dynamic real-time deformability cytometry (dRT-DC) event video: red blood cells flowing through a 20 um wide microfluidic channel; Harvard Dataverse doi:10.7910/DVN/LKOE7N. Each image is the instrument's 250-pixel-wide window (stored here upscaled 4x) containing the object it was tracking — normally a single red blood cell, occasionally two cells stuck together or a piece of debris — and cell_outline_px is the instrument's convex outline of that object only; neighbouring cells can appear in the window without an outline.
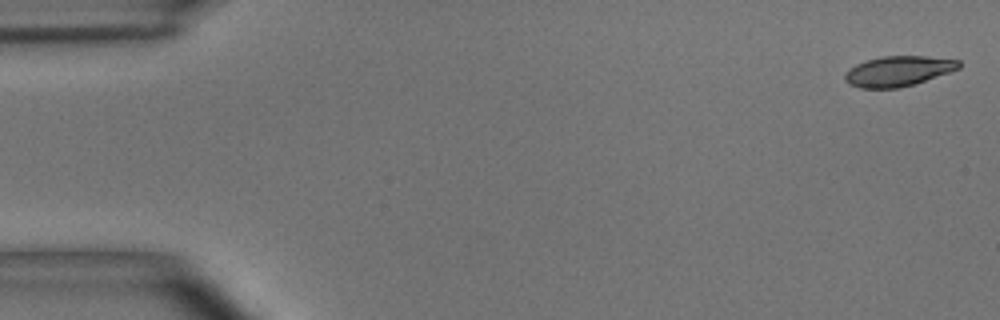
{"species": "common noctule bat (a hibernating species)", "species_latin": "Nyctalus noctula", "temperature_condition": "room temperature", "stored_images_in_passage": 54, "camera_frame_rate_fps": 3000, "um_per_image_px": 0.085, "animal": {"sex": "male", "body_mass_g": 15.6}, "frame": {"image": 1, "passage_image": 1, "time_ms": 0.0, "image_size_px": [1000, 320], "cell_outline_px": [[960, 68], [900, 88], [860, 88], [848, 84], [844, 80], [844, 76], [848, 68], [856, 64], [880, 56], [924, 56], [960, 60]], "centroid_in_image_um": [76.29, 6.04], "position_along_channel_um": 8.7, "area_um2": 19.88}}
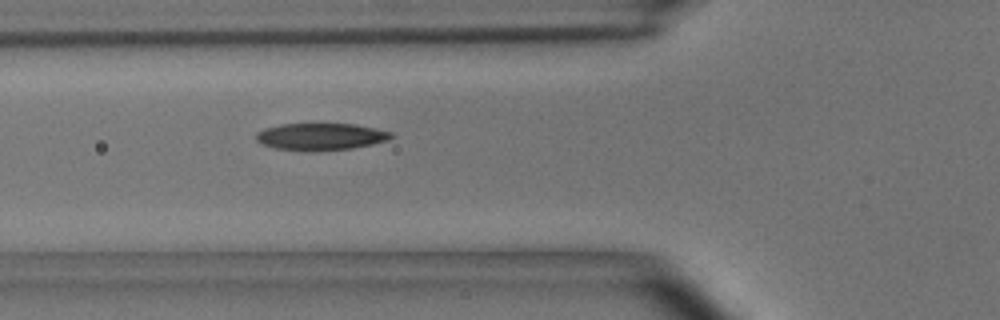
{"frame": {"image": 2, "passage_image": 19, "time_ms": 6.0, "image_size_px": [1000, 320], "cell_outline_px": [[396, 136], [388, 140], [372, 144], [352, 148], [316, 152], [308, 152], [276, 148], [260, 144], [256, 140], [256, 132], [264, 128], [280, 124], [356, 124], [376, 128], [392, 132]], "centroid_in_image_um": [27.26, 11.62], "position_along_channel_um": 98.5, "area_um2": 21.68}}
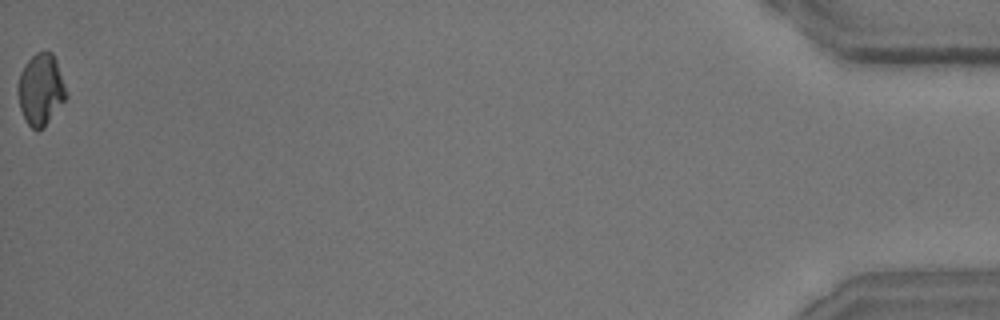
{"frame": {"image": 3, "passage_image": 54, "time_ms": 17.667, "image_size_px": [1000, 320], "cell_outline_px": [[68, 96], [44, 128], [32, 128], [28, 124], [20, 108], [20, 72], [24, 64], [36, 52], [52, 52], [56, 60], [68, 92]], "centroid_in_image_um": [3.52, 7.59], "position_along_channel_um": 431.7, "area_um2": 19.65}, "authors_computed_cell_mechanics": {"area_um2": 21.097, "velocity_mm_per_s": 3.6669, "shape_relaxation_time_tau1_ms": 4.8253, "shape_relaxation_time_tau2_ms": 4.3592, "deformation_change_tau1": 0.1447, "deformation_change_tau2": 0.0936}}